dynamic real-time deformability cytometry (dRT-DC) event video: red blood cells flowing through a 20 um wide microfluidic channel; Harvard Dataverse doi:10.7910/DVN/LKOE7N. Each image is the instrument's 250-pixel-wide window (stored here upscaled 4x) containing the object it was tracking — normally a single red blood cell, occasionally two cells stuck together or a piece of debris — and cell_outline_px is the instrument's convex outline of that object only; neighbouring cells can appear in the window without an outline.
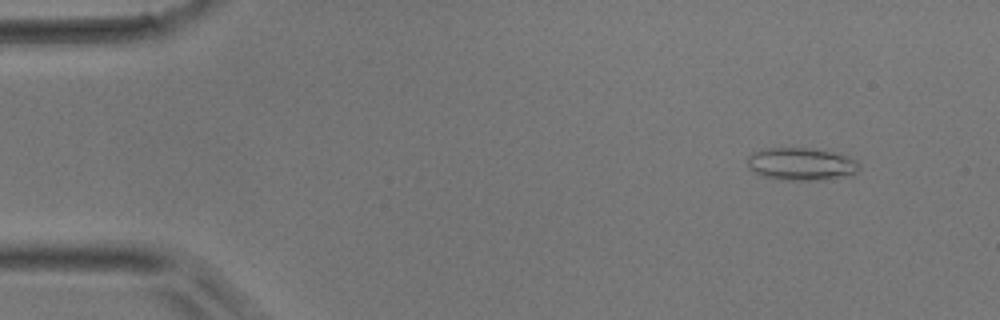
{"species": "common noctule bat (a hibernating species)", "species_latin": "Nyctalus noctula", "temperature_condition": "room temperature", "stored_images_in_passage": 47, "camera_frame_rate_fps": 3000, "um_per_image_px": 0.085, "animal": {"sex": "male", "body_mass_g": 17.9}, "frame": {"image": 1, "passage_image": 4, "time_ms": 1.0, "image_size_px": [1000, 320], "cell_outline_px": [[860, 168], [852, 176], [824, 180], [784, 180], [760, 176], [752, 172], [748, 168], [748, 156], [752, 152], [760, 148], [816, 148], [840, 152], [856, 160], [860, 164]], "centroid_in_image_um": [68.13, 13.94], "position_along_channel_um": 16.9, "area_um2": 22.08}}
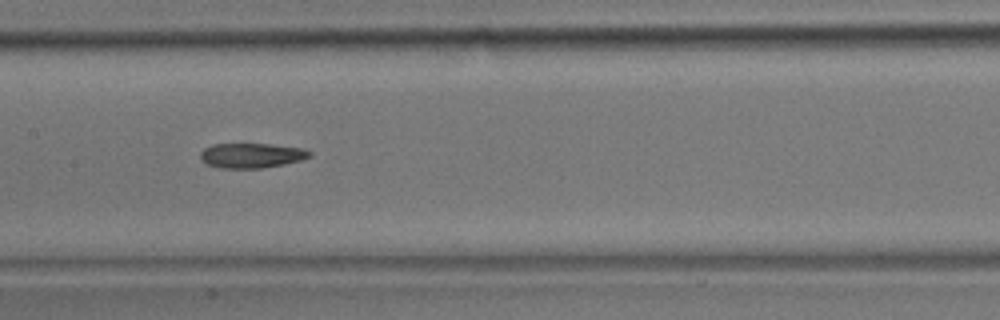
{"frame": {"image": 2, "passage_image": 23, "time_ms": 7.333, "image_size_px": [1000, 320], "cell_outline_px": [[312, 156], [300, 160], [284, 164], [260, 168], [220, 168], [208, 164], [200, 160], [200, 152], [204, 148], [212, 144], [268, 144], [300, 148], [312, 152]], "centroid_in_image_um": [21.34, 13.21], "position_along_channel_um": 186.1, "area_um2": 15.72}}
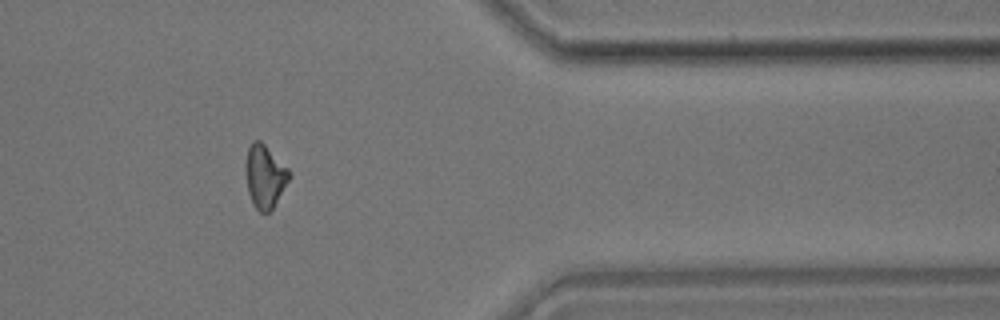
{"frame": {"image": 3, "passage_image": 39, "time_ms": 12.667, "image_size_px": [1000, 320], "cell_outline_px": [[292, 176], [272, 208], [268, 212], [260, 212], [252, 204], [248, 192], [244, 164], [248, 148], [252, 140], [260, 140], [292, 172]], "centroid_in_image_um": [22.5, 14.97], "position_along_channel_um": 388.9, "area_um2": 16.13}}